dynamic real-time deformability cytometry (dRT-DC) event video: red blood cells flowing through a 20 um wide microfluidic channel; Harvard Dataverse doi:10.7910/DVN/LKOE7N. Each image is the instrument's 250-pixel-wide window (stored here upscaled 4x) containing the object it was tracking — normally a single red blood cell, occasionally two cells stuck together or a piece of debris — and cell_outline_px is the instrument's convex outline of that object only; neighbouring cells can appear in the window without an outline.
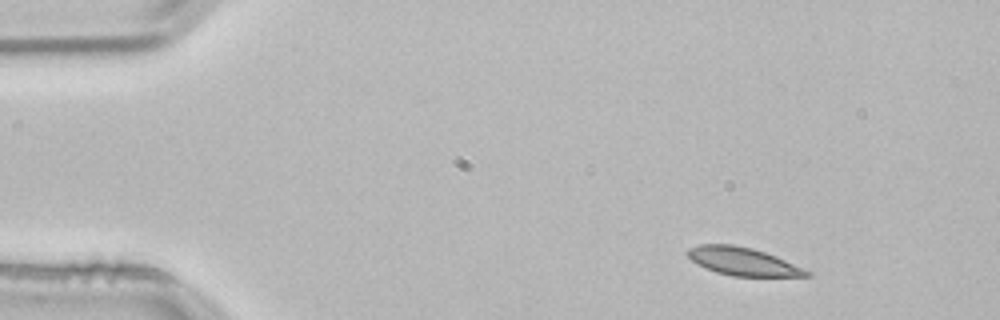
{"species": "common noctule bat (a hibernating species)", "species_latin": "Nyctalus noctula", "temperature_condition": "room temperature", "stored_images_in_passage": 2, "camera_frame_rate_fps": 3000, "um_per_image_px": 0.085, "animal": {"sex": "male", "body_mass_g": 21.5, "forearm_length_mm": 52.0}, "frame": {"image": 1, "passage_image": 1, "time_ms": 0.0, "image_size_px": [1000, 320], "cell_outline_px": [[812, 276], [732, 276], [716, 272], [704, 268], [696, 264], [684, 252], [688, 248], [700, 244], [732, 244], [752, 248], [776, 256], [804, 268], [812, 272]], "centroid_in_image_um": [63.11, 22.22], "position_along_channel_um": 21.9, "area_um2": 19.54}}